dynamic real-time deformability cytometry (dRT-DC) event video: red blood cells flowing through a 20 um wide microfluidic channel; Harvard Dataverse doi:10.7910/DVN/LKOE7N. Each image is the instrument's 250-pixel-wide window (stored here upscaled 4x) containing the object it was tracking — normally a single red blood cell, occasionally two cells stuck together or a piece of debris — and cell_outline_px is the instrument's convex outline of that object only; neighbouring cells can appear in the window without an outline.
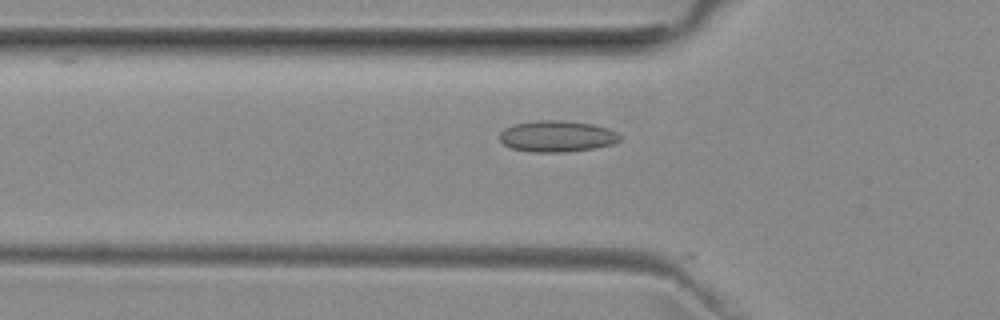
{"species": "common noctule bat (a hibernating species)", "species_latin": "Nyctalus noctula", "temperature_condition": "room temperature", "stored_images_in_passage": 52, "camera_frame_rate_fps": 3000, "um_per_image_px": 0.085, "animal": {"sex": "female", "body_mass_g": 29.2, "forearm_length_mm": 56.3}, "frame": {"image": 1, "passage_image": 17, "time_ms": 5.333, "image_size_px": [1000, 320], "cell_outline_px": [[624, 136], [620, 140], [612, 144], [596, 148], [564, 152], [532, 152], [512, 148], [504, 144], [500, 140], [500, 132], [504, 128], [512, 124], [536, 120], [560, 120], [592, 124], [608, 128]], "centroid_in_image_um": [47.35, 11.58], "position_along_channel_um": 78.4, "area_um2": 22.08}}
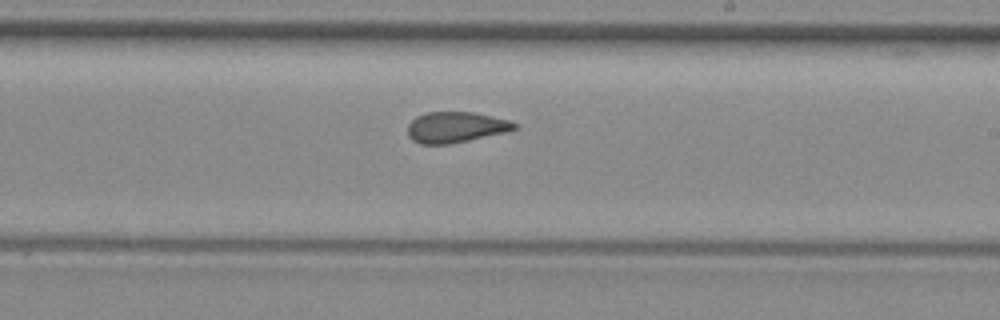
{"frame": {"image": 2, "passage_image": 30, "time_ms": 9.667, "image_size_px": [1000, 320], "cell_outline_px": [[520, 128], [508, 132], [448, 144], [420, 144], [412, 140], [408, 136], [408, 124], [416, 116], [428, 112], [476, 112], [508, 120], [520, 124]], "centroid_in_image_um": [38.78, 10.81], "position_along_channel_um": 250.2, "area_um2": 19.36}}
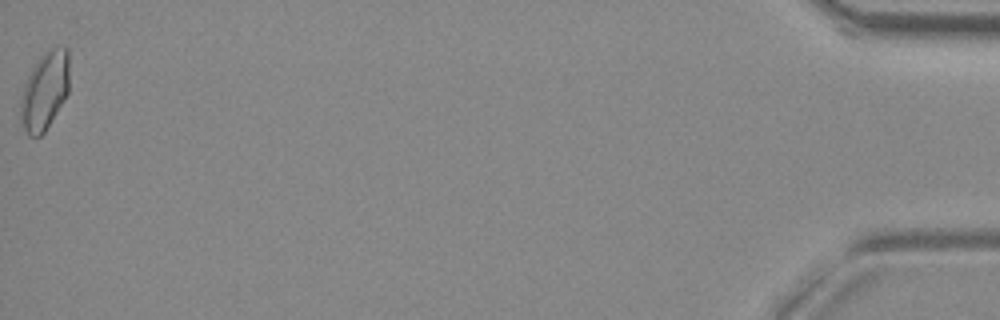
{"frame": {"image": 3, "passage_image": 52, "time_ms": 17.0, "image_size_px": [1000, 320], "cell_outline_px": [[68, 92], [64, 100], [44, 132], [40, 136], [28, 136], [20, 120], [20, 96], [24, 84], [32, 68], [40, 56], [44, 52], [56, 44], [68, 48]], "centroid_in_image_um": [3.79, 7.68], "position_along_channel_um": 431.4, "area_um2": 22.31}, "authors_computed_cell_mechanics": {"area_um2": 19.9988, "velocity_mm_per_s": 3.9433, "shape_relaxation_time_tau1_ms": null, "shape_relaxation_time_tau2_ms": 1.3678, "deformation_change_tau1": null, "deformation_change_tau2": 0.0752}}